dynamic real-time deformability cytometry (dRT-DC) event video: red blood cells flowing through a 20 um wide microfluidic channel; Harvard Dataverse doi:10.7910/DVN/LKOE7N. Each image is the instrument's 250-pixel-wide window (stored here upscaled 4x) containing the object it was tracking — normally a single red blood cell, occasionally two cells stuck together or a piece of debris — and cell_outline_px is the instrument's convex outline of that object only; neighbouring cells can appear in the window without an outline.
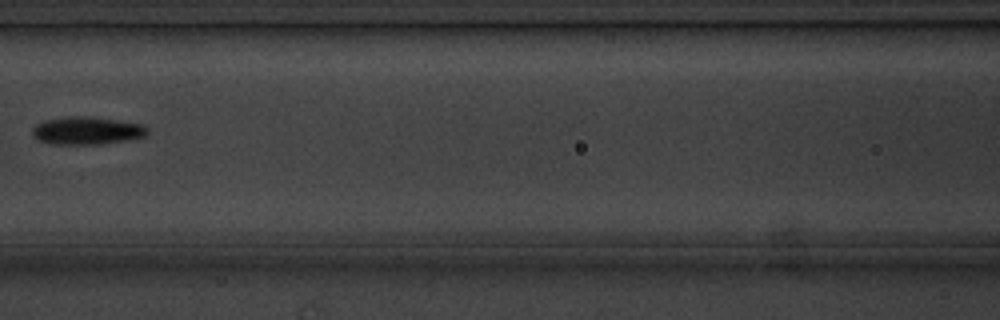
{"species": "common noctule bat (a hibernating species)", "species_latin": "Nyctalus noctula", "temperature_condition": "cold", "stored_images_in_passage": 10, "camera_frame_rate_fps": 3000, "um_per_image_px": 0.085, "animal": {"sex": "male", "body_mass_g": 20.1, "forearm_length_mm": 53.5}, "frame": {"image": 1, "passage_image": 7, "time_ms": 7.667, "image_size_px": [1000, 320], "cell_outline_px": [[148, 132], [144, 136], [124, 140], [96, 144], [52, 144], [36, 140], [32, 136], [32, 128], [36, 124], [44, 120], [68, 116], [84, 116], [116, 120], [144, 124], [148, 128]], "centroid_in_image_um": [7.32, 11.1], "position_along_channel_um": 159.3, "area_um2": 18.55}}